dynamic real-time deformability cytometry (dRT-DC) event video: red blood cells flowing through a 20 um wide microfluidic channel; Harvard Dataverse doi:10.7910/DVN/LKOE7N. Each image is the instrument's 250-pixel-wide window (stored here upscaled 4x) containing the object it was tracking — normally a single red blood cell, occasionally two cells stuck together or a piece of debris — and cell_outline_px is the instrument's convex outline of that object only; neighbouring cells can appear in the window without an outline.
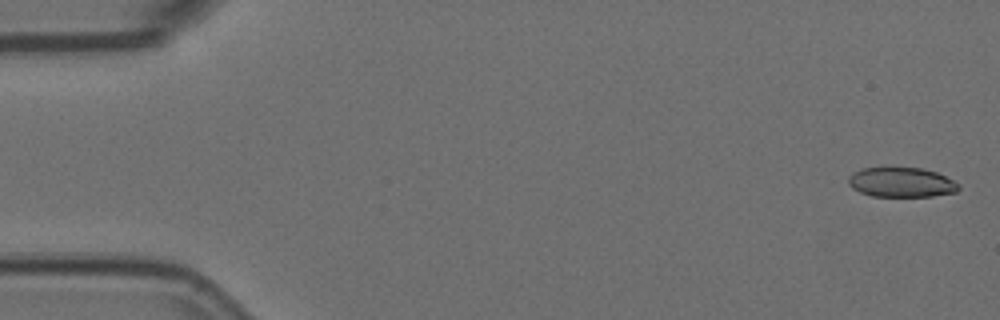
{"species": "Egyptian fruit bat (a non-hibernating species)", "species_latin": "Rousettus aegyptiacus", "temperature_condition": "room temperature", "stored_images_in_passage": 6, "segment_of_instrument_passage": [1, 2], "camera_frame_rate_fps": 3000, "um_per_image_px": 0.085, "animal": {"sex": "female"}, "frame": {"image": 1, "passage_image": 1, "time_ms": 0.0, "image_size_px": [1000, 320], "cell_outline_px": [[960, 188], [956, 192], [932, 196], [872, 196], [860, 192], [852, 188], [848, 184], [848, 176], [852, 172], [864, 168], [920, 168], [936, 172], [960, 184]], "centroid_in_image_um": [76.6, 15.5], "position_along_channel_um": 8.4, "area_um2": 19.02}}